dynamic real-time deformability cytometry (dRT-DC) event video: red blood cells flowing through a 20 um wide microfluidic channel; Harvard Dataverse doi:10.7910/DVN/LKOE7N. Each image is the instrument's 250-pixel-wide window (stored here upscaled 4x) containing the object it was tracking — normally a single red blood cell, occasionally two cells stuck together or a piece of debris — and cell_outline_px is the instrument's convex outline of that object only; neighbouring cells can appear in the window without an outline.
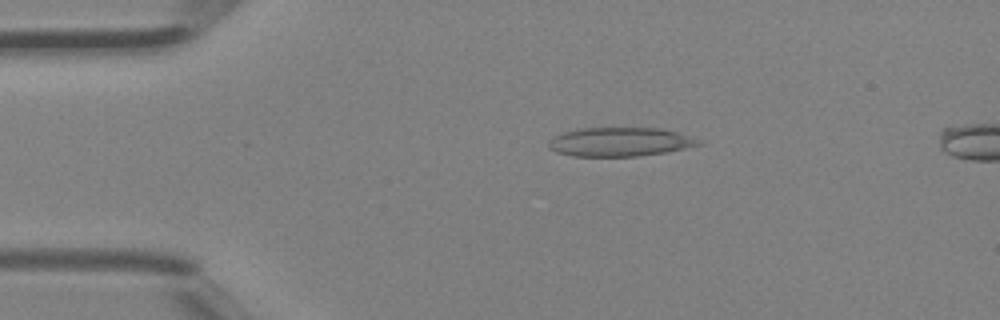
{"species": "Egyptian fruit bat (a non-hibernating species)", "species_latin": "Rousettus aegyptiacus", "temperature_condition": "room temperature", "stored_images_in_passage": 3, "camera_frame_rate_fps": 3000, "um_per_image_px": 0.085, "animal": {"sex": "female"}, "frame": {"image": 1, "passage_image": 3, "time_ms": 0.667, "image_size_px": [1000, 320], "cell_outline_px": [[704, 144], [668, 152], [636, 156], [572, 156], [556, 152], [548, 148], [548, 144], [556, 136], [564, 132], [576, 128], [660, 128], [676, 132], [704, 140]], "centroid_in_image_um": [52.75, 12.06], "position_along_channel_um": 32.3, "area_um2": 25.37}}